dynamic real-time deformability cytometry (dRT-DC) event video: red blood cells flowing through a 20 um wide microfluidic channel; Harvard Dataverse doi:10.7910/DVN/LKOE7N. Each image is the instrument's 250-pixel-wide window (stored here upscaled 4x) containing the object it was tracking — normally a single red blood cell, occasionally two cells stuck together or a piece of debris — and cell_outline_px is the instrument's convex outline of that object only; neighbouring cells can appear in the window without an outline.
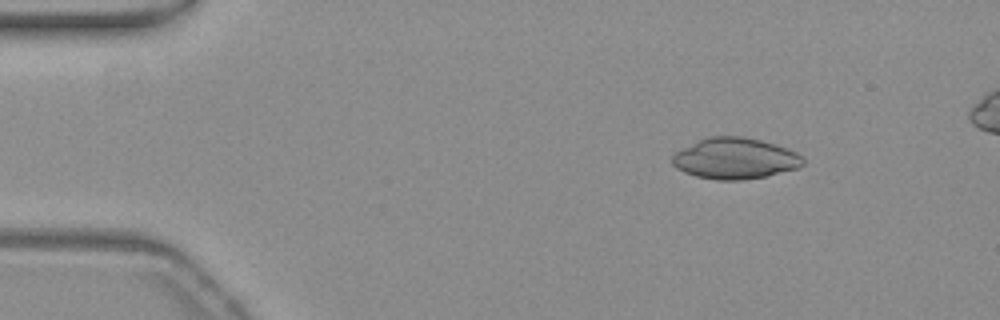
{"species": "common noctule bat (a hibernating species)", "species_latin": "Nyctalus noctula", "temperature_condition": "warm", "stored_images_in_passage": 47, "camera_frame_rate_fps": 3000, "um_per_image_px": 0.085, "animal": {"sex": "female", "body_mass_g": 19.3, "forearm_length_mm": 54.1}, "frame": {"image": 1, "passage_image": 1, "time_ms": 0.0, "image_size_px": [1000, 320], "cell_outline_px": [[804, 164], [800, 168], [768, 176], [740, 180], [716, 180], [696, 176], [684, 172], [676, 168], [672, 164], [672, 156], [676, 152], [708, 136], [740, 136], [760, 140], [776, 144], [788, 148], [804, 156]], "centroid_in_image_um": [62.53, 13.48], "position_along_channel_um": 22.5, "area_um2": 31.44}}